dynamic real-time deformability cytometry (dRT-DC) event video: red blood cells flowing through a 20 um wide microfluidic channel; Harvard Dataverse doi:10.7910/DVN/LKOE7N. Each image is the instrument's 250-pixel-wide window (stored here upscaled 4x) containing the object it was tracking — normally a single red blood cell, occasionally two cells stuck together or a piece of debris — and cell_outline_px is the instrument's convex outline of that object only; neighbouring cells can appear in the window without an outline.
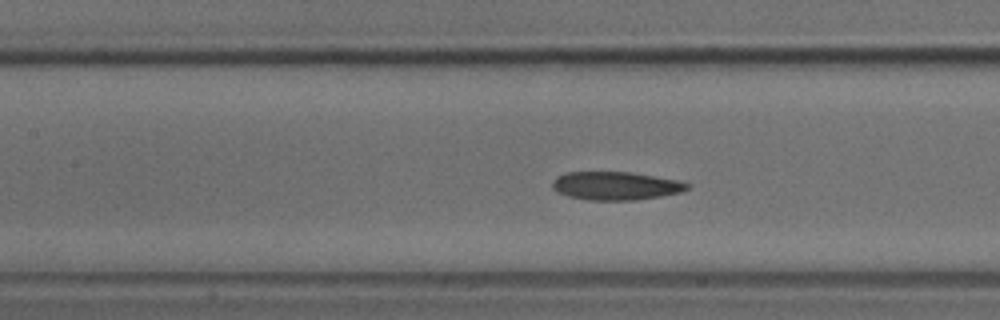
{"species": "common noctule bat (a hibernating species)", "species_latin": "Nyctalus noctula", "temperature_condition": "cold", "stored_images_in_passage": 50, "camera_frame_rate_fps": 3000, "um_per_image_px": 0.085, "animal": {"sex": "male", "body_mass_g": 18.8}, "frame": {"image": 1, "passage_image": 22, "time_ms": 7.0, "image_size_px": [1000, 320], "cell_outline_px": [[692, 188], [680, 192], [660, 196], [636, 200], [588, 200], [568, 196], [556, 192], [552, 188], [552, 180], [556, 176], [568, 172], [632, 172], [680, 180], [692, 184]], "centroid_in_image_um": [52.36, 15.79], "position_along_channel_um": 155.0, "area_um2": 22.54}}